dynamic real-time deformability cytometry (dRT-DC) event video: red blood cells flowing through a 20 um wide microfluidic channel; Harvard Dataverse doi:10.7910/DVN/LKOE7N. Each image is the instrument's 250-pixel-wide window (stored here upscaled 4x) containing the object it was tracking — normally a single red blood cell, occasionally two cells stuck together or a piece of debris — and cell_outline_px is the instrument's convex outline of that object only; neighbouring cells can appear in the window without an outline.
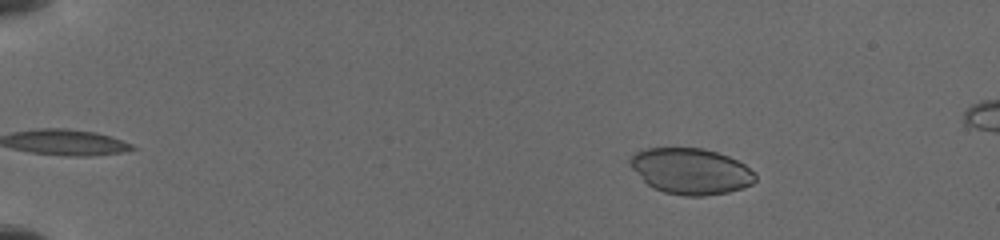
{"species": "common noctule bat (a hibernating species)", "species_latin": "Nyctalus noctula", "temperature_condition": "cold", "stored_images_in_passage": 21, "camera_frame_rate_fps": 3000, "um_per_image_px": 0.085, "animal": {"sex": "female", "body_mass_g": 19.5, "forearm_length_mm": 54.1}, "frame": {"image": 1, "passage_image": 4, "time_ms": 0.667, "image_size_px": [1000, 240], "cell_outline_px": [[756, 180], [752, 184], [728, 192], [704, 196], [684, 196], [664, 192], [652, 188], [632, 168], [628, 160], [636, 152], [648, 148], [704, 148], [728, 156], [744, 164], [756, 172]], "centroid_in_image_um": [58.73, 14.55], "position_along_channel_um": 26.3, "area_um2": 33.47}}